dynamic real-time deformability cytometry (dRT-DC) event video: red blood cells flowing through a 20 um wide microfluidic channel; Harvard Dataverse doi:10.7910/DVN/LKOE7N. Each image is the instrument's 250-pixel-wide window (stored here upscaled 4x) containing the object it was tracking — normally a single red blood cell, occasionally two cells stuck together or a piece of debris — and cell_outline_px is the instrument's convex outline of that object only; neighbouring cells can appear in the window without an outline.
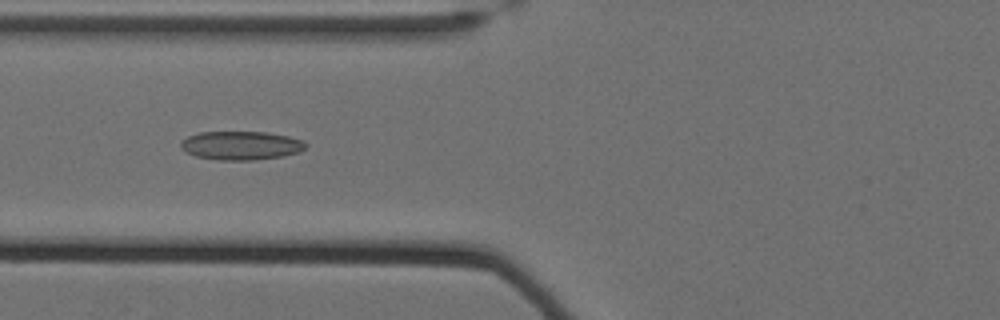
{"species": "Egyptian fruit bat (a non-hibernating species)", "species_latin": "Rousettus aegyptiacus", "temperature_condition": "cold", "stored_images_in_passage": 61, "camera_frame_rate_fps": 3000, "um_per_image_px": 0.085, "animal": {"sex": "female"}, "frame": {"image": 1, "passage_image": 27, "time_ms": 8.667, "image_size_px": [1000, 320], "cell_outline_px": [[308, 144], [300, 152], [284, 156], [252, 160], [220, 160], [196, 156], [184, 152], [180, 148], [180, 144], [188, 136], [200, 132], [268, 132], [288, 136], [304, 140]], "centroid_in_image_um": [20.51, 12.37], "position_along_channel_um": 105.3, "area_um2": 20.98}}
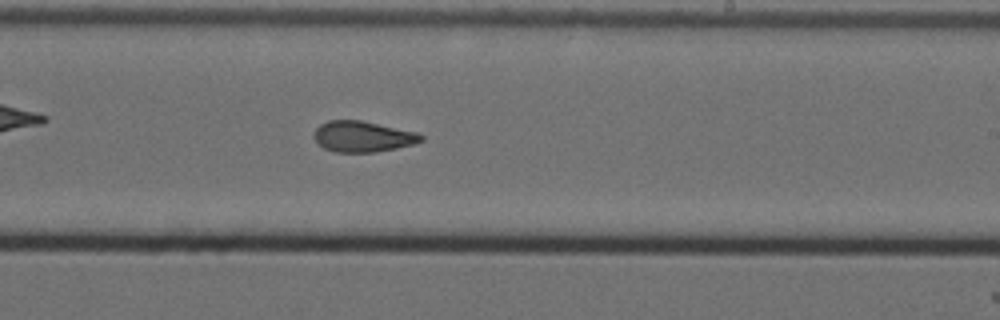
{"frame": {"image": 2, "passage_image": 40, "time_ms": 13.0, "image_size_px": [1000, 320], "cell_outline_px": [[424, 140], [416, 144], [376, 152], [336, 152], [324, 148], [312, 136], [316, 128], [320, 124], [328, 120], [360, 120], [416, 132], [424, 136]], "centroid_in_image_um": [30.84, 11.61], "position_along_channel_um": 258.2, "area_um2": 19.25}}
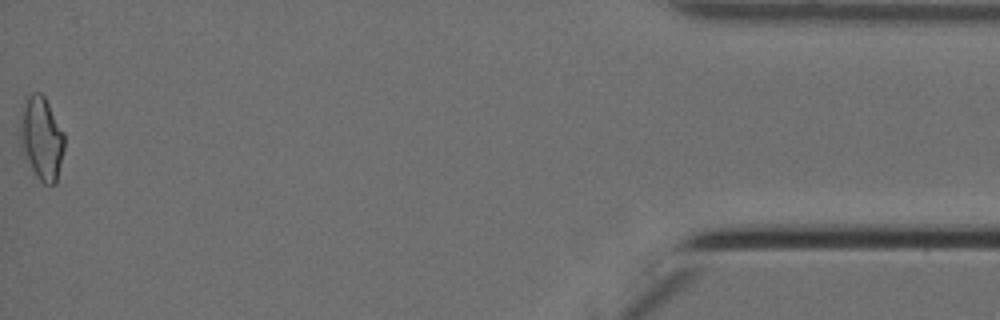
{"frame": {"image": 3, "passage_image": 61, "time_ms": 20.0, "image_size_px": [1000, 320], "cell_outline_px": [[64, 148], [56, 184], [44, 184], [36, 176], [20, 144], [20, 128], [24, 104], [28, 96], [32, 92], [40, 92], [44, 96], [64, 132]], "centroid_in_image_um": [3.55, 11.76], "position_along_channel_um": 431.6, "area_um2": 20.98}, "authors_computed_cell_mechanics": {"area_um2": 19.9988, "velocity_mm_per_s": 3.515, "shape_relaxation_time_tau1_ms": null, "shape_relaxation_time_tau2_ms": 3.9876, "deformation_change_tau1": null, "deformation_change_tau2": 0.0993}}